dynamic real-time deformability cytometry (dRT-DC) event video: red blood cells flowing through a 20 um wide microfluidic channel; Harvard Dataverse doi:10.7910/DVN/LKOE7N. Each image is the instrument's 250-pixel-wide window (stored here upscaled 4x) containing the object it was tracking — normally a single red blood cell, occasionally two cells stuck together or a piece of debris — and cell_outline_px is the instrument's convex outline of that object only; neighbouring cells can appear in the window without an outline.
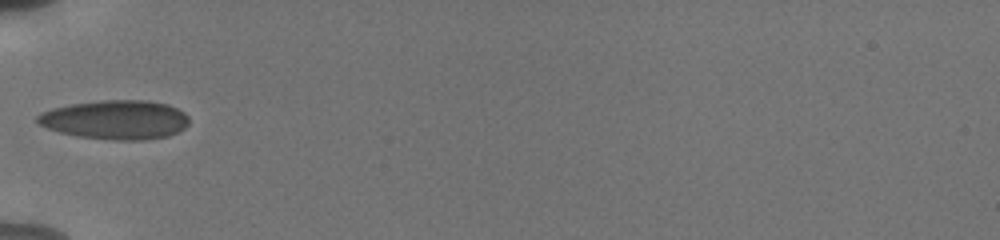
{"species": "human", "species_latin": "Homo sapiens", "temperature_condition": "cold", "stored_images_in_passage": 12, "camera_frame_rate_fps": 3000, "um_per_image_px": 0.085, "donor": {"sex": "male"}, "frame": {"image": 1, "passage_image": 1, "time_ms": 0.0, "image_size_px": [1000, 240], "cell_outline_px": [[188, 124], [184, 128], [168, 136], [144, 140], [112, 140], [80, 136], [60, 132], [48, 128], [40, 124], [36, 120], [36, 116], [40, 112], [52, 108], [72, 104], [104, 100], [148, 100], [168, 104], [184, 112], [188, 116]], "centroid_in_image_um": [9.83, 10.17], "position_along_channel_um": 75.2, "area_um2": 34.51}}